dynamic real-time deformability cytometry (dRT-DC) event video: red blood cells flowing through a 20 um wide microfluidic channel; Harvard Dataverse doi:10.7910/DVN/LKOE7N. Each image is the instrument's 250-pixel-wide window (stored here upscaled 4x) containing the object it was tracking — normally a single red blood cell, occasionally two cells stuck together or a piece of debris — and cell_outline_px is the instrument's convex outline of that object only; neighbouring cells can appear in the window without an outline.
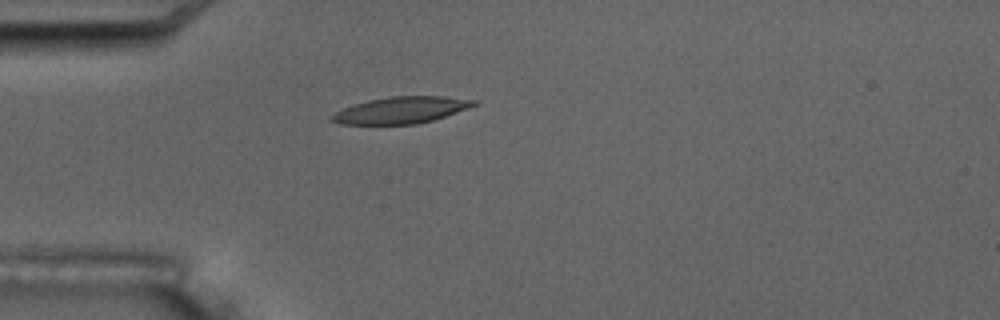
{"species": "common noctule bat (a hibernating species)", "species_latin": "Nyctalus noctula", "temperature_condition": "room temperature", "stored_images_in_passage": 5, "camera_frame_rate_fps": 3000, "um_per_image_px": 0.085, "animal": {"sex": "male", "body_mass_g": 17.5, "forearm_length_mm": 52.3}, "frame": {"image": 1, "passage_image": 5, "time_ms": 4.333, "image_size_px": [1000, 320], "cell_outline_px": [[480, 104], [432, 120], [416, 124], [340, 124], [328, 120], [336, 112], [344, 108], [368, 100], [392, 96], [444, 96], [480, 100]], "centroid_in_image_um": [34.15, 9.35], "position_along_channel_um": 50.9, "area_um2": 21.96}}